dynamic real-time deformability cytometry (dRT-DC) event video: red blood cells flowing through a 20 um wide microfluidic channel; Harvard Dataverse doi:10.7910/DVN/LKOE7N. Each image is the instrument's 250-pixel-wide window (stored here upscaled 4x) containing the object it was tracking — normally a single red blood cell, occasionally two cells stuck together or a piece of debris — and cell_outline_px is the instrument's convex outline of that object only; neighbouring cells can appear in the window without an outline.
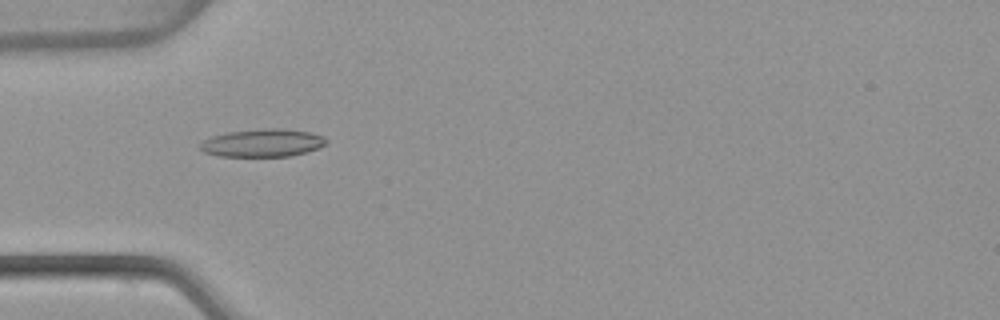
{"species": "common noctule bat (a hibernating species)", "species_latin": "Nyctalus noctula", "temperature_condition": "warm", "stored_images_in_passage": 53, "camera_frame_rate_fps": 3000, "um_per_image_px": 0.085, "animal": {"sex": "female", "body_mass_g": 22.7, "forearm_length_mm": 54.2}, "frame": {"image": 1, "passage_image": 17, "time_ms": 5.333, "image_size_px": [1000, 320], "cell_outline_px": [[328, 144], [304, 152], [288, 156], [216, 156], [204, 152], [200, 148], [200, 144], [204, 140], [212, 136], [228, 132], [264, 128], [280, 128], [308, 132], [324, 136], [328, 140]], "centroid_in_image_um": [22.32, 12.14], "position_along_channel_um": 62.7, "area_um2": 20.35}}
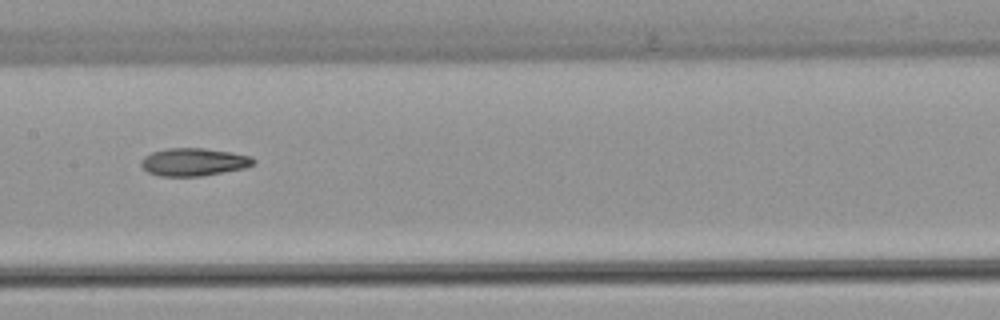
{"frame": {"image": 2, "passage_image": 27, "time_ms": 8.667, "image_size_px": [1000, 320], "cell_outline_px": [[256, 160], [252, 164], [244, 168], [200, 176], [160, 176], [148, 172], [140, 164], [140, 160], [144, 156], [152, 152], [164, 148], [204, 148], [232, 152], [252, 156]], "centroid_in_image_um": [16.44, 13.75], "position_along_channel_um": 191.0, "area_um2": 18.21}}
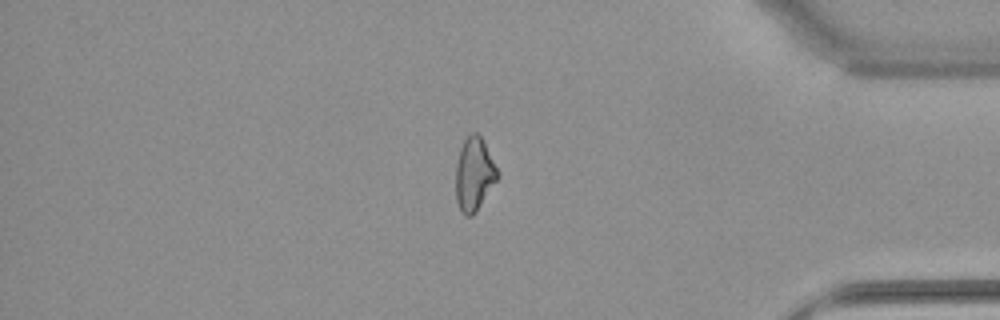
{"frame": {"image": 3, "passage_image": 45, "time_ms": 14.667, "image_size_px": [1000, 320], "cell_outline_px": [[500, 176], [476, 212], [472, 216], [464, 216], [460, 212], [456, 200], [456, 164], [460, 148], [464, 140], [472, 132], [476, 132], [480, 136], [500, 172]], "centroid_in_image_um": [40.31, 14.84], "position_along_channel_um": 394.9, "area_um2": 17.98}, "authors_computed_cell_mechanics": {"area_um2": 18.5538, "velocity_mm_per_s": 3.8859, "shape_relaxation_time_tau1_ms": null, "shape_relaxation_time_tau2_ms": 4.8954, "deformation_change_tau1": null, "deformation_change_tau2": 0.1322}}